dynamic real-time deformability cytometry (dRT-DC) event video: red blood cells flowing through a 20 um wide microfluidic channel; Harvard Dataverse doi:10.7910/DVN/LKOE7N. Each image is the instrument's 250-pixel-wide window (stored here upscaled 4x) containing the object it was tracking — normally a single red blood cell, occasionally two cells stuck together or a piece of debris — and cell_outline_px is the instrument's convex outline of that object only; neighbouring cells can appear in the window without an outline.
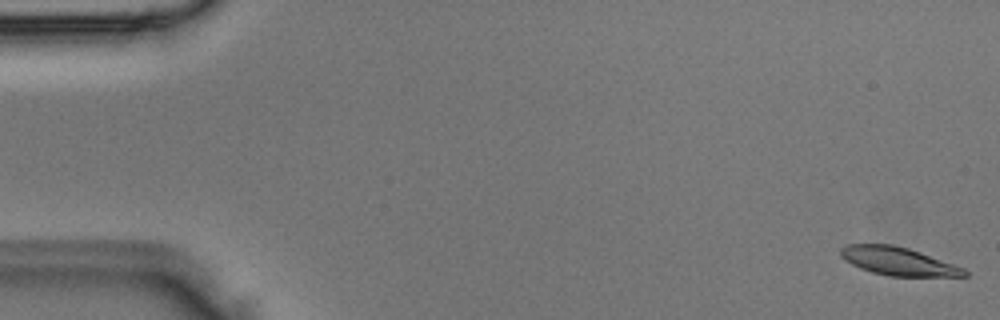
{"species": "Egyptian fruit bat (a non-hibernating species)", "species_latin": "Rousettus aegyptiacus", "temperature_condition": "room temperature", "stored_images_in_passage": 3, "segment_of_instrument_passage": [2, 2], "camera_frame_rate_fps": 3000, "um_per_image_px": 0.085, "animal": {"sex": "male"}, "frame": {"image": 1, "passage_image": 3, "time_ms": 0.667, "image_size_px": [1000, 320], "cell_outline_px": [[968, 276], [888, 276], [872, 272], [860, 268], [844, 260], [840, 256], [840, 248], [848, 244], [892, 244], [908, 248], [920, 252], [964, 268], [968, 272]], "centroid_in_image_um": [76.32, 22.2], "position_along_channel_um": 8.7, "area_um2": 20.23}}